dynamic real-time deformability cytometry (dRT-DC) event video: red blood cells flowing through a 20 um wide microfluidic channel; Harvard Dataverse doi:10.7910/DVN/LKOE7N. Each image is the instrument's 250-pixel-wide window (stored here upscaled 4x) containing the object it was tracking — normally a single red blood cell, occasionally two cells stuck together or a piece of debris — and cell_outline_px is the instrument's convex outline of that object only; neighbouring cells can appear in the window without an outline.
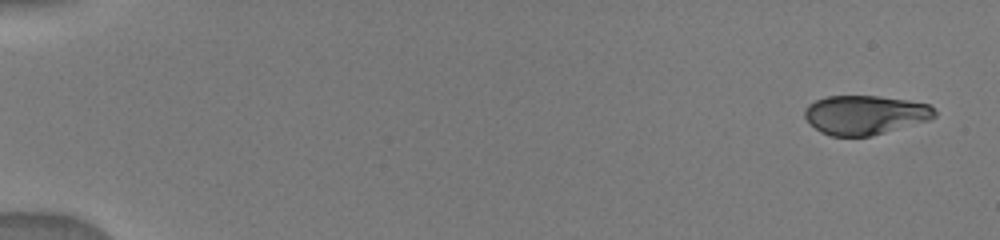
{"species": "human", "species_latin": "Homo sapiens", "temperature_condition": "warm", "stored_images_in_passage": 18, "camera_frame_rate_fps": 3000, "um_per_image_px": 0.085, "donor": {"sex": "male"}, "frame": {"image": 1, "passage_image": 1, "time_ms": 0.0, "image_size_px": [1000, 240], "cell_outline_px": [[936, 116], [928, 120], [872, 136], [832, 136], [820, 132], [804, 116], [804, 108], [808, 104], [816, 100], [828, 96], [876, 96], [908, 100], [928, 104], [936, 112]], "centroid_in_image_um": [73.51, 9.76], "position_along_channel_um": 11.5, "area_um2": 29.48}}
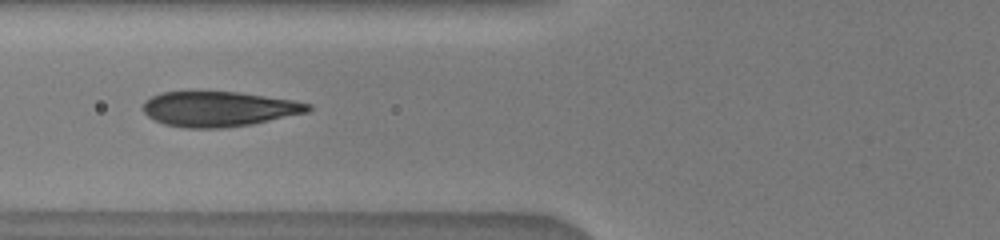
{"frame": {"image": 2, "passage_image": 14, "time_ms": 6.333, "image_size_px": [1000, 240], "cell_outline_px": [[312, 108], [308, 112], [252, 124], [224, 128], [184, 128], [164, 124], [148, 116], [144, 112], [144, 100], [152, 96], [164, 92], [240, 92], [292, 100], [312, 104]], "centroid_in_image_um": [18.62, 9.26], "position_along_channel_um": 107.2, "area_um2": 33.64}}
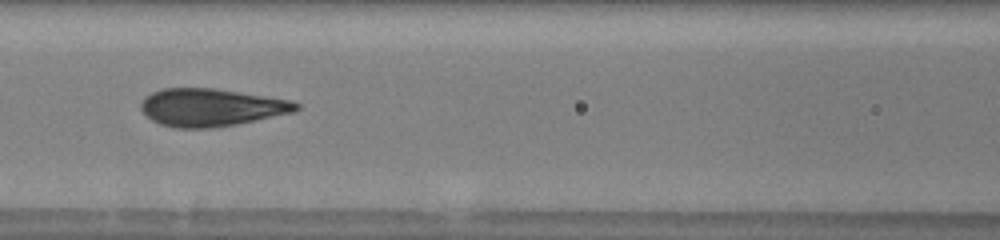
{"frame": {"image": 3, "passage_image": 16, "time_ms": 7.333, "image_size_px": [1000, 240], "cell_outline_px": [[300, 108], [296, 112], [236, 124], [212, 128], [176, 128], [160, 124], [152, 120], [140, 108], [140, 104], [144, 96], [160, 88], [216, 88], [292, 100], [300, 104]], "centroid_in_image_um": [17.96, 9.12], "position_along_channel_um": 148.6, "area_um2": 34.33}}